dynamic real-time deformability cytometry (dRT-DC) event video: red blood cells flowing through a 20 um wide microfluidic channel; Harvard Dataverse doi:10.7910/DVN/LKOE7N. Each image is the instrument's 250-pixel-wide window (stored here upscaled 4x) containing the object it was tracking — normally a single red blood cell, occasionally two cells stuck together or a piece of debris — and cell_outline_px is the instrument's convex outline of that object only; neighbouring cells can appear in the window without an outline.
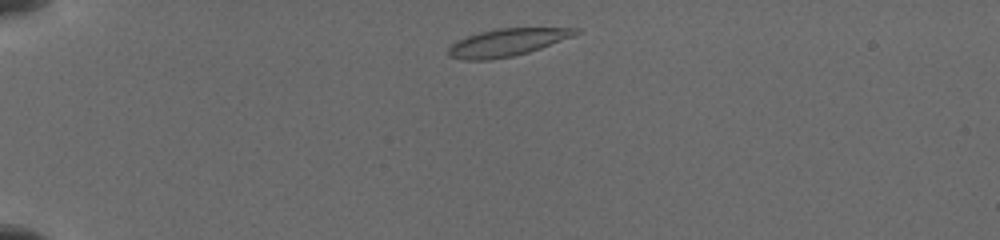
{"species": "common noctule bat (a hibernating species)", "species_latin": "Nyctalus noctula", "temperature_condition": "cold", "stored_images_in_passage": 27, "camera_frame_rate_fps": 3000, "um_per_image_px": 0.085, "animal": {"sex": "female", "body_mass_g": 19.5, "forearm_length_mm": 54.1}, "frame": {"image": 1, "passage_image": 3, "time_ms": 0.333, "image_size_px": [1000, 240], "cell_outline_px": [[580, 32], [572, 36], [540, 48], [528, 52], [512, 56], [492, 60], [464, 60], [448, 56], [448, 48], [456, 40], [480, 32], [496, 28], [580, 28]], "centroid_in_image_um": [43.06, 3.61], "position_along_channel_um": 41.9, "area_um2": 20.23}}
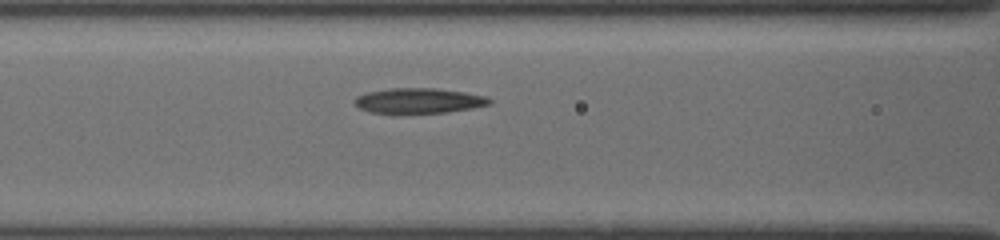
{"frame": {"image": 2, "passage_image": 17, "time_ms": 4.0, "image_size_px": [1000, 240], "cell_outline_px": [[492, 100], [488, 104], [472, 108], [448, 112], [372, 112], [360, 108], [352, 100], [356, 96], [364, 92], [388, 88], [436, 88], [464, 92], [488, 96]], "centroid_in_image_um": [35.58, 8.53], "position_along_channel_um": 131.0, "area_um2": 19.59}}
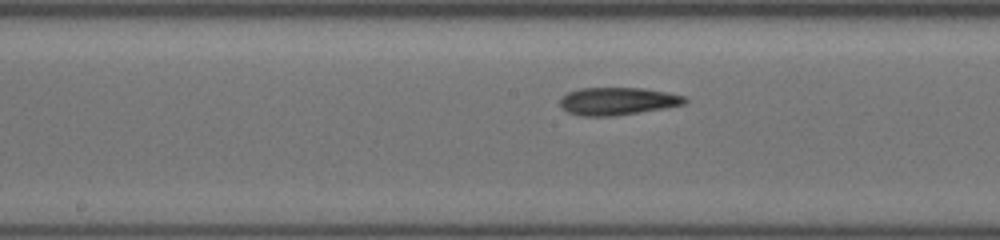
{"frame": {"image": 3, "passage_image": 25, "time_ms": 5.667, "image_size_px": [1000, 240], "cell_outline_px": [[688, 100], [684, 104], [612, 116], [584, 116], [568, 112], [560, 104], [560, 96], [568, 92], [580, 88], [644, 88], [668, 92], [688, 96]], "centroid_in_image_um": [52.49, 8.58], "position_along_channel_um": 195.7, "area_um2": 19.94}}